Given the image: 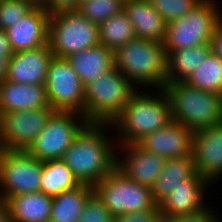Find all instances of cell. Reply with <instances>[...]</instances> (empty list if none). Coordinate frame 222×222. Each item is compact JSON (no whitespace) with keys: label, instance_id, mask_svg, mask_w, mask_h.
<instances>
[{"label":"cell","instance_id":"cell-2","mask_svg":"<svg viewBox=\"0 0 222 222\" xmlns=\"http://www.w3.org/2000/svg\"><path fill=\"white\" fill-rule=\"evenodd\" d=\"M142 90L138 89L131 96L121 115L111 124L118 135V141L114 140L117 144H136L173 120L169 99L163 89H157V94Z\"/></svg>","mask_w":222,"mask_h":222},{"label":"cell","instance_id":"cell-39","mask_svg":"<svg viewBox=\"0 0 222 222\" xmlns=\"http://www.w3.org/2000/svg\"><path fill=\"white\" fill-rule=\"evenodd\" d=\"M9 60L10 58L0 55V83L6 79Z\"/></svg>","mask_w":222,"mask_h":222},{"label":"cell","instance_id":"cell-9","mask_svg":"<svg viewBox=\"0 0 222 222\" xmlns=\"http://www.w3.org/2000/svg\"><path fill=\"white\" fill-rule=\"evenodd\" d=\"M87 124L81 113L55 110L27 152L40 161L62 159Z\"/></svg>","mask_w":222,"mask_h":222},{"label":"cell","instance_id":"cell-11","mask_svg":"<svg viewBox=\"0 0 222 222\" xmlns=\"http://www.w3.org/2000/svg\"><path fill=\"white\" fill-rule=\"evenodd\" d=\"M45 89L50 107L60 111H74L84 115L85 86L66 58L50 61Z\"/></svg>","mask_w":222,"mask_h":222},{"label":"cell","instance_id":"cell-41","mask_svg":"<svg viewBox=\"0 0 222 222\" xmlns=\"http://www.w3.org/2000/svg\"><path fill=\"white\" fill-rule=\"evenodd\" d=\"M152 222H166L165 217L158 215Z\"/></svg>","mask_w":222,"mask_h":222},{"label":"cell","instance_id":"cell-7","mask_svg":"<svg viewBox=\"0 0 222 222\" xmlns=\"http://www.w3.org/2000/svg\"><path fill=\"white\" fill-rule=\"evenodd\" d=\"M48 44L54 56L67 58L100 44L99 25L78 11L52 14L49 20Z\"/></svg>","mask_w":222,"mask_h":222},{"label":"cell","instance_id":"cell-36","mask_svg":"<svg viewBox=\"0 0 222 222\" xmlns=\"http://www.w3.org/2000/svg\"><path fill=\"white\" fill-rule=\"evenodd\" d=\"M210 45L211 52L222 60V21L215 28Z\"/></svg>","mask_w":222,"mask_h":222},{"label":"cell","instance_id":"cell-20","mask_svg":"<svg viewBox=\"0 0 222 222\" xmlns=\"http://www.w3.org/2000/svg\"><path fill=\"white\" fill-rule=\"evenodd\" d=\"M124 11L133 23L136 38L164 43L167 23L150 0H125Z\"/></svg>","mask_w":222,"mask_h":222},{"label":"cell","instance_id":"cell-19","mask_svg":"<svg viewBox=\"0 0 222 222\" xmlns=\"http://www.w3.org/2000/svg\"><path fill=\"white\" fill-rule=\"evenodd\" d=\"M50 107L45 85L0 83V113Z\"/></svg>","mask_w":222,"mask_h":222},{"label":"cell","instance_id":"cell-32","mask_svg":"<svg viewBox=\"0 0 222 222\" xmlns=\"http://www.w3.org/2000/svg\"><path fill=\"white\" fill-rule=\"evenodd\" d=\"M114 215L93 193L82 209L78 222H113Z\"/></svg>","mask_w":222,"mask_h":222},{"label":"cell","instance_id":"cell-16","mask_svg":"<svg viewBox=\"0 0 222 222\" xmlns=\"http://www.w3.org/2000/svg\"><path fill=\"white\" fill-rule=\"evenodd\" d=\"M193 134L192 130L172 120L165 127L145 136L138 144L166 159L181 158L192 155Z\"/></svg>","mask_w":222,"mask_h":222},{"label":"cell","instance_id":"cell-27","mask_svg":"<svg viewBox=\"0 0 222 222\" xmlns=\"http://www.w3.org/2000/svg\"><path fill=\"white\" fill-rule=\"evenodd\" d=\"M134 38L136 33L133 23L124 10L99 25L100 45L114 52Z\"/></svg>","mask_w":222,"mask_h":222},{"label":"cell","instance_id":"cell-24","mask_svg":"<svg viewBox=\"0 0 222 222\" xmlns=\"http://www.w3.org/2000/svg\"><path fill=\"white\" fill-rule=\"evenodd\" d=\"M210 53V43L167 52L166 82H185Z\"/></svg>","mask_w":222,"mask_h":222},{"label":"cell","instance_id":"cell-10","mask_svg":"<svg viewBox=\"0 0 222 222\" xmlns=\"http://www.w3.org/2000/svg\"><path fill=\"white\" fill-rule=\"evenodd\" d=\"M42 168L27 151L0 149V197L40 192Z\"/></svg>","mask_w":222,"mask_h":222},{"label":"cell","instance_id":"cell-28","mask_svg":"<svg viewBox=\"0 0 222 222\" xmlns=\"http://www.w3.org/2000/svg\"><path fill=\"white\" fill-rule=\"evenodd\" d=\"M185 82L222 96V60L211 52Z\"/></svg>","mask_w":222,"mask_h":222},{"label":"cell","instance_id":"cell-3","mask_svg":"<svg viewBox=\"0 0 222 222\" xmlns=\"http://www.w3.org/2000/svg\"><path fill=\"white\" fill-rule=\"evenodd\" d=\"M117 68L137 89H162L166 84L167 53L164 44L134 38L114 52Z\"/></svg>","mask_w":222,"mask_h":222},{"label":"cell","instance_id":"cell-29","mask_svg":"<svg viewBox=\"0 0 222 222\" xmlns=\"http://www.w3.org/2000/svg\"><path fill=\"white\" fill-rule=\"evenodd\" d=\"M125 0H90L79 4L77 11L93 23L100 25L109 17L124 10Z\"/></svg>","mask_w":222,"mask_h":222},{"label":"cell","instance_id":"cell-15","mask_svg":"<svg viewBox=\"0 0 222 222\" xmlns=\"http://www.w3.org/2000/svg\"><path fill=\"white\" fill-rule=\"evenodd\" d=\"M53 56L49 44L14 52L9 60L6 80L19 84L45 85Z\"/></svg>","mask_w":222,"mask_h":222},{"label":"cell","instance_id":"cell-22","mask_svg":"<svg viewBox=\"0 0 222 222\" xmlns=\"http://www.w3.org/2000/svg\"><path fill=\"white\" fill-rule=\"evenodd\" d=\"M10 222H49L53 197L43 192L13 195L7 200Z\"/></svg>","mask_w":222,"mask_h":222},{"label":"cell","instance_id":"cell-30","mask_svg":"<svg viewBox=\"0 0 222 222\" xmlns=\"http://www.w3.org/2000/svg\"><path fill=\"white\" fill-rule=\"evenodd\" d=\"M155 10L162 16L165 22L184 17L191 12L203 0H150Z\"/></svg>","mask_w":222,"mask_h":222},{"label":"cell","instance_id":"cell-35","mask_svg":"<svg viewBox=\"0 0 222 222\" xmlns=\"http://www.w3.org/2000/svg\"><path fill=\"white\" fill-rule=\"evenodd\" d=\"M42 7L50 16L64 11H77L78 0H45Z\"/></svg>","mask_w":222,"mask_h":222},{"label":"cell","instance_id":"cell-18","mask_svg":"<svg viewBox=\"0 0 222 222\" xmlns=\"http://www.w3.org/2000/svg\"><path fill=\"white\" fill-rule=\"evenodd\" d=\"M50 15L35 6L6 32L13 52L36 49L48 44Z\"/></svg>","mask_w":222,"mask_h":222},{"label":"cell","instance_id":"cell-21","mask_svg":"<svg viewBox=\"0 0 222 222\" xmlns=\"http://www.w3.org/2000/svg\"><path fill=\"white\" fill-rule=\"evenodd\" d=\"M66 59L84 86L115 67L114 51L100 44L71 54Z\"/></svg>","mask_w":222,"mask_h":222},{"label":"cell","instance_id":"cell-34","mask_svg":"<svg viewBox=\"0 0 222 222\" xmlns=\"http://www.w3.org/2000/svg\"><path fill=\"white\" fill-rule=\"evenodd\" d=\"M158 215L159 209H149L114 216L113 222H152Z\"/></svg>","mask_w":222,"mask_h":222},{"label":"cell","instance_id":"cell-14","mask_svg":"<svg viewBox=\"0 0 222 222\" xmlns=\"http://www.w3.org/2000/svg\"><path fill=\"white\" fill-rule=\"evenodd\" d=\"M195 171L210 184L222 177V122L193 134Z\"/></svg>","mask_w":222,"mask_h":222},{"label":"cell","instance_id":"cell-12","mask_svg":"<svg viewBox=\"0 0 222 222\" xmlns=\"http://www.w3.org/2000/svg\"><path fill=\"white\" fill-rule=\"evenodd\" d=\"M54 111L45 107L0 113V149L27 151Z\"/></svg>","mask_w":222,"mask_h":222},{"label":"cell","instance_id":"cell-26","mask_svg":"<svg viewBox=\"0 0 222 222\" xmlns=\"http://www.w3.org/2000/svg\"><path fill=\"white\" fill-rule=\"evenodd\" d=\"M81 185L62 159L43 161L40 192L56 196Z\"/></svg>","mask_w":222,"mask_h":222},{"label":"cell","instance_id":"cell-42","mask_svg":"<svg viewBox=\"0 0 222 222\" xmlns=\"http://www.w3.org/2000/svg\"><path fill=\"white\" fill-rule=\"evenodd\" d=\"M87 1H90V0H78V6H79L80 3L87 2Z\"/></svg>","mask_w":222,"mask_h":222},{"label":"cell","instance_id":"cell-31","mask_svg":"<svg viewBox=\"0 0 222 222\" xmlns=\"http://www.w3.org/2000/svg\"><path fill=\"white\" fill-rule=\"evenodd\" d=\"M35 6L27 0H4L0 3V29L7 30Z\"/></svg>","mask_w":222,"mask_h":222},{"label":"cell","instance_id":"cell-5","mask_svg":"<svg viewBox=\"0 0 222 222\" xmlns=\"http://www.w3.org/2000/svg\"><path fill=\"white\" fill-rule=\"evenodd\" d=\"M138 89L117 69L85 86L84 116L88 123L112 124Z\"/></svg>","mask_w":222,"mask_h":222},{"label":"cell","instance_id":"cell-38","mask_svg":"<svg viewBox=\"0 0 222 222\" xmlns=\"http://www.w3.org/2000/svg\"><path fill=\"white\" fill-rule=\"evenodd\" d=\"M0 222H10L7 201L0 197Z\"/></svg>","mask_w":222,"mask_h":222},{"label":"cell","instance_id":"cell-37","mask_svg":"<svg viewBox=\"0 0 222 222\" xmlns=\"http://www.w3.org/2000/svg\"><path fill=\"white\" fill-rule=\"evenodd\" d=\"M13 53L6 30L0 29V55L11 58Z\"/></svg>","mask_w":222,"mask_h":222},{"label":"cell","instance_id":"cell-17","mask_svg":"<svg viewBox=\"0 0 222 222\" xmlns=\"http://www.w3.org/2000/svg\"><path fill=\"white\" fill-rule=\"evenodd\" d=\"M210 183L195 173L190 179L181 181L173 191L158 205L163 217L189 215L207 207L205 190Z\"/></svg>","mask_w":222,"mask_h":222},{"label":"cell","instance_id":"cell-25","mask_svg":"<svg viewBox=\"0 0 222 222\" xmlns=\"http://www.w3.org/2000/svg\"><path fill=\"white\" fill-rule=\"evenodd\" d=\"M93 194V186L81 184L53 197L49 222H78L85 202Z\"/></svg>","mask_w":222,"mask_h":222},{"label":"cell","instance_id":"cell-8","mask_svg":"<svg viewBox=\"0 0 222 222\" xmlns=\"http://www.w3.org/2000/svg\"><path fill=\"white\" fill-rule=\"evenodd\" d=\"M93 193L114 216L158 209L152 188L128 179L117 168L93 186Z\"/></svg>","mask_w":222,"mask_h":222},{"label":"cell","instance_id":"cell-23","mask_svg":"<svg viewBox=\"0 0 222 222\" xmlns=\"http://www.w3.org/2000/svg\"><path fill=\"white\" fill-rule=\"evenodd\" d=\"M195 173L193 154L167 159L164 169L152 187L153 200L159 205L181 181L190 179Z\"/></svg>","mask_w":222,"mask_h":222},{"label":"cell","instance_id":"cell-4","mask_svg":"<svg viewBox=\"0 0 222 222\" xmlns=\"http://www.w3.org/2000/svg\"><path fill=\"white\" fill-rule=\"evenodd\" d=\"M173 121L196 132L222 122V96L192 87L186 82H166L162 88Z\"/></svg>","mask_w":222,"mask_h":222},{"label":"cell","instance_id":"cell-13","mask_svg":"<svg viewBox=\"0 0 222 222\" xmlns=\"http://www.w3.org/2000/svg\"><path fill=\"white\" fill-rule=\"evenodd\" d=\"M118 150L122 157H118V152L116 168L128 179L152 188L167 159L143 149L138 143L117 144Z\"/></svg>","mask_w":222,"mask_h":222},{"label":"cell","instance_id":"cell-33","mask_svg":"<svg viewBox=\"0 0 222 222\" xmlns=\"http://www.w3.org/2000/svg\"><path fill=\"white\" fill-rule=\"evenodd\" d=\"M189 215H180L165 218L166 222H219L217 213L211 207ZM216 213V214H215Z\"/></svg>","mask_w":222,"mask_h":222},{"label":"cell","instance_id":"cell-40","mask_svg":"<svg viewBox=\"0 0 222 222\" xmlns=\"http://www.w3.org/2000/svg\"><path fill=\"white\" fill-rule=\"evenodd\" d=\"M29 2H31L34 6H39L42 7L45 0H27Z\"/></svg>","mask_w":222,"mask_h":222},{"label":"cell","instance_id":"cell-6","mask_svg":"<svg viewBox=\"0 0 222 222\" xmlns=\"http://www.w3.org/2000/svg\"><path fill=\"white\" fill-rule=\"evenodd\" d=\"M215 0H203L184 17L167 24L164 49L167 52L210 43L222 12Z\"/></svg>","mask_w":222,"mask_h":222},{"label":"cell","instance_id":"cell-1","mask_svg":"<svg viewBox=\"0 0 222 222\" xmlns=\"http://www.w3.org/2000/svg\"><path fill=\"white\" fill-rule=\"evenodd\" d=\"M111 126L88 123L65 151L62 160L81 184L94 186L116 168L117 143L107 135Z\"/></svg>","mask_w":222,"mask_h":222}]
</instances>
